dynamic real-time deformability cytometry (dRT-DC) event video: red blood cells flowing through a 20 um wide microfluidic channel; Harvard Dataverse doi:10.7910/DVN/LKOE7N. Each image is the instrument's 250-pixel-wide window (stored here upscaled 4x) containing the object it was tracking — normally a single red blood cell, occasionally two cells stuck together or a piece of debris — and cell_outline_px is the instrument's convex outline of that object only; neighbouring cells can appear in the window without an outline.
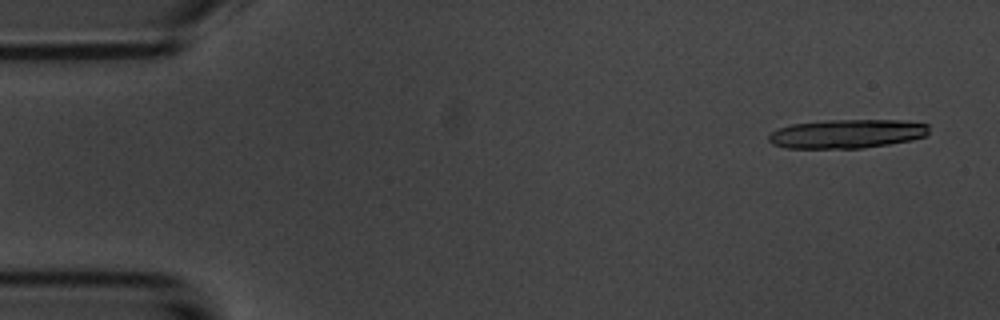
{"species": "common noctule bat (a hibernating species)", "species_latin": "Nyctalus noctula", "temperature_condition": "room temperature", "stored_images_in_passage": 8, "camera_frame_rate_fps": 3000, "um_per_image_px": 0.085, "animal": {"sex": "male", "body_mass_g": 20.1, "forearm_length_mm": 53.5}, "frame": {"image": 1, "passage_image": 1, "time_ms": 0.0, "image_size_px": [1000, 320], "cell_outline_px": [[928, 132], [924, 136], [912, 140], [864, 148], [784, 148], [772, 144], [768, 140], [768, 136], [772, 132], [780, 128], [792, 124], [828, 120], [904, 120], [928, 124]], "centroid_in_image_um": [71.99, 11.37], "position_along_channel_um": 13.0, "area_um2": 26.99}}
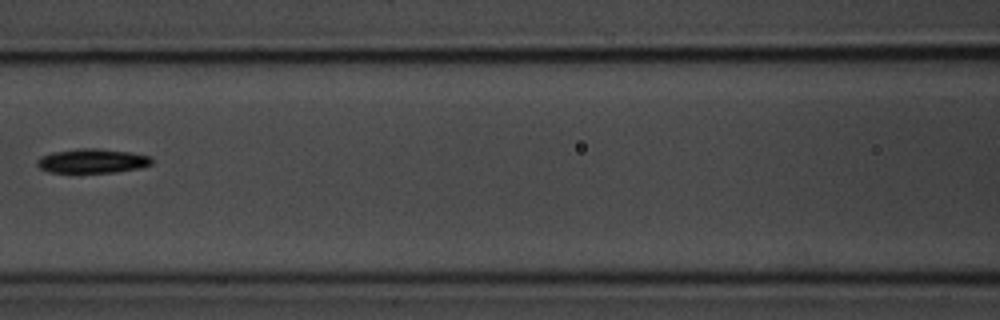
{"frame": {"image": 2, "passage_image": 7, "time_ms": 7.333, "image_size_px": [1000, 320], "cell_outline_px": [[152, 164], [140, 168], [116, 172], [48, 172], [40, 168], [36, 164], [36, 160], [40, 156], [52, 152], [80, 148], [100, 148], [132, 152], [152, 156]], "centroid_in_image_um": [7.86, 13.66], "position_along_channel_um": 158.7, "area_um2": 16.42}}
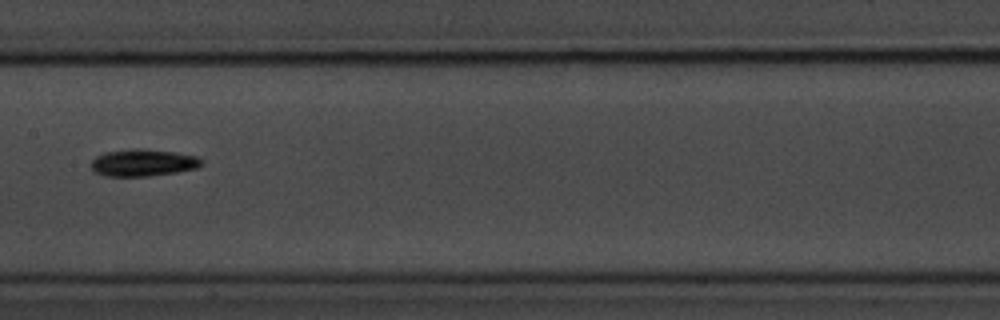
{"frame": {"image": 3, "passage_image": 8, "time_ms": 8.333, "image_size_px": [1000, 320], "cell_outline_px": [[204, 164], [196, 168], [176, 172], [148, 176], [104, 176], [96, 172], [88, 164], [96, 156], [104, 152], [132, 148], [140, 148], [176, 152], [200, 156], [204, 160]], "centroid_in_image_um": [12.18, 13.81], "position_along_channel_um": 195.2, "area_um2": 17.74}}